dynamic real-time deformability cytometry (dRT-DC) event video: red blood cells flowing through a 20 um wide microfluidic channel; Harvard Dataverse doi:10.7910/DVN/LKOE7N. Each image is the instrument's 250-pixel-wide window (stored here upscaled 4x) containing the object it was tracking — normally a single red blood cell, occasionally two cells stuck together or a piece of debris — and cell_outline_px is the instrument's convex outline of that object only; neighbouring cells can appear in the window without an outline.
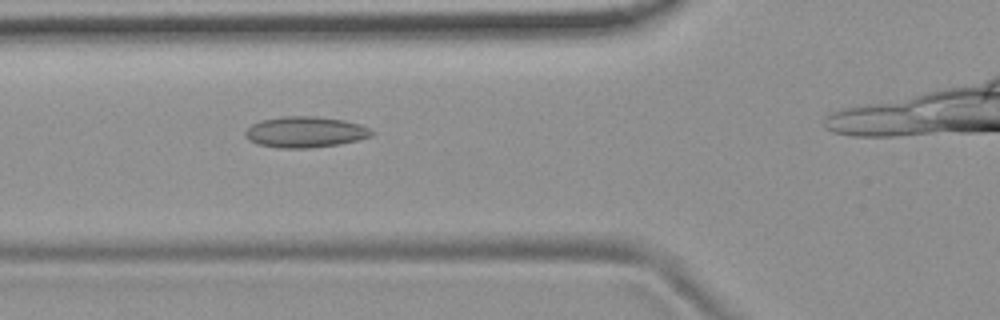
{"species": "common noctule bat (a hibernating species)", "species_latin": "Nyctalus noctula", "temperature_condition": "room temperature", "stored_images_in_passage": 14, "camera_frame_rate_fps": 3000, "um_per_image_px": 0.085, "animal": {"sex": "female", "body_mass_g": 19.9}, "frame": {"image": 1, "passage_image": 10, "time_ms": 3.0, "image_size_px": [1000, 320], "cell_outline_px": [[376, 132], [372, 136], [340, 144], [308, 148], [280, 148], [256, 144], [248, 140], [244, 136], [244, 132], [252, 124], [260, 120], [284, 116], [316, 116], [344, 120], [360, 124]], "centroid_in_image_um": [25.92, 11.22], "position_along_channel_um": 99.9, "area_um2": 22.95}}